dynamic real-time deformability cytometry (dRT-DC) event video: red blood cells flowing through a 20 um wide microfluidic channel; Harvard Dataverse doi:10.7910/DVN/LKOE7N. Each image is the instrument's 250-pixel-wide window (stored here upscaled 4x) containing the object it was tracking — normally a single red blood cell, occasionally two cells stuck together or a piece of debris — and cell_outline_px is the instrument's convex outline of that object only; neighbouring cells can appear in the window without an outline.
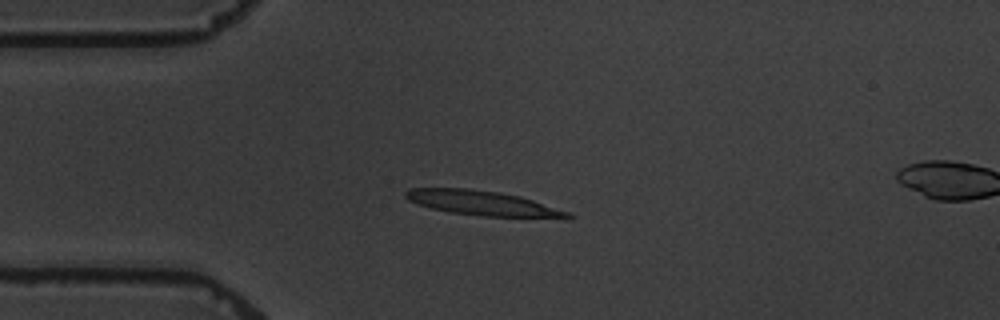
{"species": "common noctule bat (a hibernating species)", "species_latin": "Nyctalus noctula", "temperature_condition": "warm", "stored_images_in_passage": 9, "camera_frame_rate_fps": 3000, "um_per_image_px": 0.085, "animal": {"sex": "male", "body_mass_g": 19.5, "forearm_length_mm": 54.6}, "frame": {"image": 1, "passage_image": 4, "time_ms": 3.667, "image_size_px": [1000, 320], "cell_outline_px": [[576, 216], [480, 216], [452, 212], [432, 208], [416, 204], [408, 200], [404, 196], [404, 192], [408, 188], [468, 188], [500, 192], [520, 196], [572, 212]], "centroid_in_image_um": [40.9, 17.23], "position_along_channel_um": 44.1, "area_um2": 22.89}}
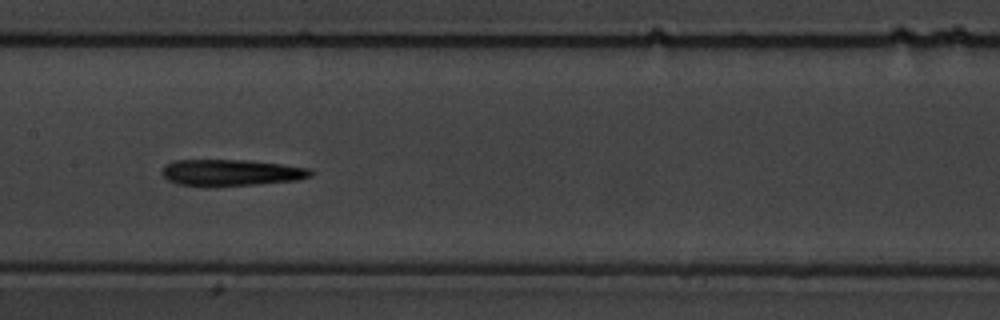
{"frame": {"image": 2, "passage_image": 8, "time_ms": 8.333, "image_size_px": [1000, 320], "cell_outline_px": [[316, 172], [312, 176], [300, 180], [260, 184], [176, 184], [168, 180], [160, 172], [168, 164], [176, 160], [248, 160], [284, 164], [312, 168]], "centroid_in_image_um": [19.79, 14.64], "position_along_channel_um": 187.6, "area_um2": 22.48}}
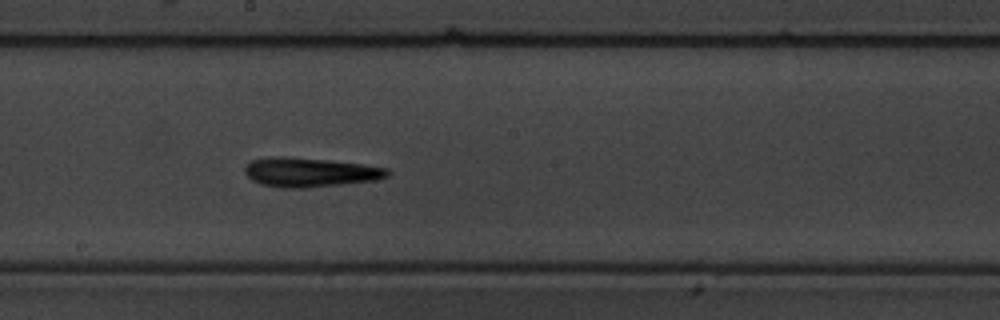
{"frame": {"image": 3, "passage_image": 9, "time_ms": 9.333, "image_size_px": [1000, 320], "cell_outline_px": [[392, 172], [388, 176], [376, 180], [308, 188], [280, 188], [260, 184], [252, 180], [244, 172], [244, 164], [252, 160], [272, 156], [284, 156], [328, 160], [360, 164], [388, 168]], "centroid_in_image_um": [26.31, 14.64], "position_along_channel_um": 221.9, "area_um2": 24.57}}